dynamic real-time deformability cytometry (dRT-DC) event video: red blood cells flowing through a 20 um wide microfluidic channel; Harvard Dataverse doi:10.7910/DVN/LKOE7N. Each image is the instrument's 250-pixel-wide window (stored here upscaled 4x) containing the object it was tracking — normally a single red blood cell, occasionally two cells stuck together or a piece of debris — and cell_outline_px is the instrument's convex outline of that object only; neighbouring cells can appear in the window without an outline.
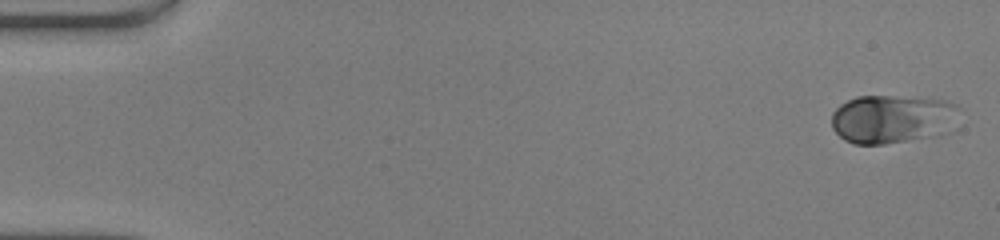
{"species": "human", "species_latin": "Homo sapiens", "temperature_condition": "warm", "stored_images_in_passage": 49, "camera_frame_rate_fps": 3000, "um_per_image_px": 0.085, "donor": {"sex": "male"}, "frame": {"image": 1, "passage_image": 1, "time_ms": 0.0, "image_size_px": [1000, 240], "cell_outline_px": [[956, 108], [924, 136], [884, 144], [852, 144], [844, 140], [832, 128], [832, 112], [840, 104], [856, 96], [892, 96], [944, 100], [956, 104]], "centroid_in_image_um": [75.46, 10.07], "position_along_channel_um": 9.5, "area_um2": 33.35}}
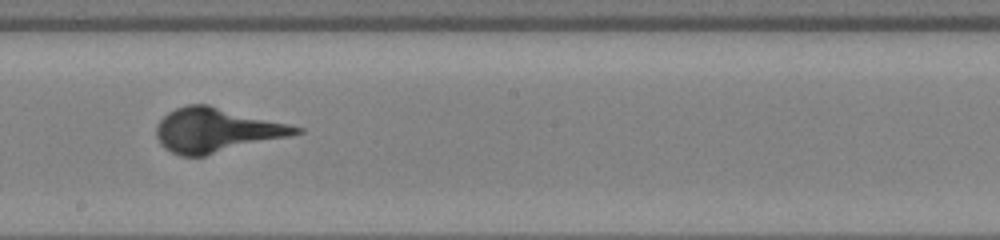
{"frame": {"image": 2, "passage_image": 28, "time_ms": 9.0, "image_size_px": [1000, 240], "cell_outline_px": [[304, 132], [288, 136], [204, 156], [180, 156], [164, 148], [160, 144], [156, 136], [156, 124], [168, 112], [176, 108], [188, 104], [208, 104], [304, 128]], "centroid_in_image_um": [18.34, 11.06], "position_along_channel_um": 229.9, "area_um2": 35.72}}
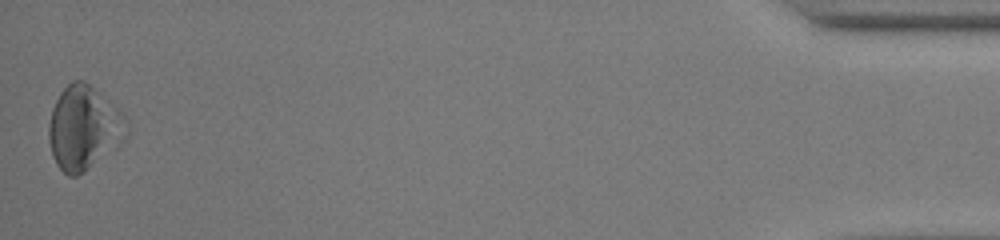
{"frame": {"image": 3, "passage_image": 49, "time_ms": 16.0, "image_size_px": [1000, 240], "cell_outline_px": [[104, 112], [100, 132], [96, 144], [88, 164], [84, 172], [76, 176], [68, 176], [56, 164], [52, 156], [48, 140], [48, 124], [52, 108], [60, 92], [72, 80], [84, 80], [96, 92]], "centroid_in_image_um": [6.36, 10.8], "position_along_channel_um": 428.8, "area_um2": 28.26}}